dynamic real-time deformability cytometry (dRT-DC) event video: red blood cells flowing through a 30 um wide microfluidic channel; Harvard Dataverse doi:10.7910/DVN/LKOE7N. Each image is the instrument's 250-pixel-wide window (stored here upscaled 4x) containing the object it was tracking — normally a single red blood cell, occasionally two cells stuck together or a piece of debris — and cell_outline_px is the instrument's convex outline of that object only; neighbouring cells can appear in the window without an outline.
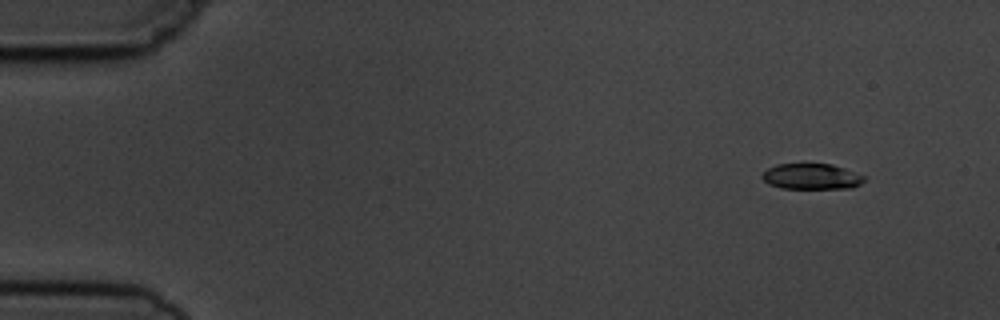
{"species": "common noctule bat (a hibernating species)", "species_latin": "Nyctalus noctula", "temperature_condition": "cold", "stored_images_in_passage": 4, "camera_frame_rate_fps": 3000, "um_per_image_px": 0.085, "animal": {"sex": "male", "body_mass_g": 19.5, "forearm_length_mm": 54.6}, "frame": {"image": 1, "passage_image": 1, "time_ms": 0.0, "image_size_px": [1000, 320], "cell_outline_px": [[864, 180], [860, 184], [852, 188], [780, 188], [768, 184], [760, 176], [768, 168], [776, 164], [832, 164], [844, 168], [864, 176]], "centroid_in_image_um": [68.95, 15.0], "position_along_channel_um": 16.1, "area_um2": 15.2}}
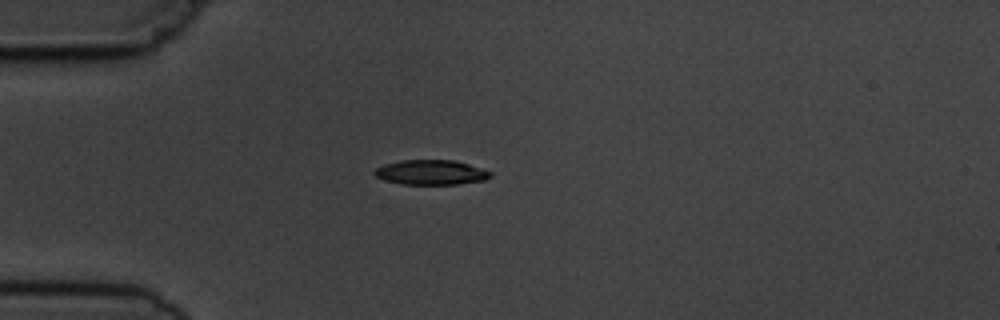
{"frame": {"image": 2, "passage_image": 4, "time_ms": 3.333, "image_size_px": [1000, 320], "cell_outline_px": [[492, 176], [484, 180], [460, 184], [400, 184], [384, 180], [376, 176], [372, 172], [376, 168], [384, 164], [400, 160], [456, 160], [492, 172]], "centroid_in_image_um": [36.62, 14.65], "position_along_channel_um": 48.4, "area_um2": 16.82}}